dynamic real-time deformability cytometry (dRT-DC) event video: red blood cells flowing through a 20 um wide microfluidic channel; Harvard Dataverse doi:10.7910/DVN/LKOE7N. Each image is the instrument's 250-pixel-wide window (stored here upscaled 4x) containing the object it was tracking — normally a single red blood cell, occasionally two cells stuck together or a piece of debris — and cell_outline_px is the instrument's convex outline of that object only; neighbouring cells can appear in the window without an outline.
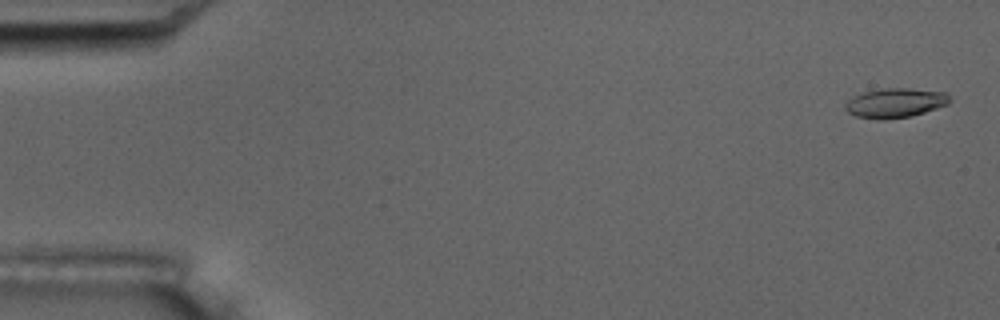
{"species": "common noctule bat (a hibernating species)", "species_latin": "Nyctalus noctula", "temperature_condition": "room temperature", "stored_images_in_passage": 7, "camera_frame_rate_fps": 3000, "um_per_image_px": 0.085, "animal": {"sex": "male", "body_mass_g": 17.5, "forearm_length_mm": 52.3}, "frame": {"image": 1, "passage_image": 1, "time_ms": 0.0, "image_size_px": [1000, 320], "cell_outline_px": [[952, 100], [948, 104], [912, 116], [884, 120], [876, 120], [856, 116], [848, 112], [844, 108], [844, 104], [848, 100], [864, 92], [884, 88], [908, 88], [944, 92]], "centroid_in_image_um": [76.08, 8.76], "position_along_channel_um": 8.9, "area_um2": 17.92}}